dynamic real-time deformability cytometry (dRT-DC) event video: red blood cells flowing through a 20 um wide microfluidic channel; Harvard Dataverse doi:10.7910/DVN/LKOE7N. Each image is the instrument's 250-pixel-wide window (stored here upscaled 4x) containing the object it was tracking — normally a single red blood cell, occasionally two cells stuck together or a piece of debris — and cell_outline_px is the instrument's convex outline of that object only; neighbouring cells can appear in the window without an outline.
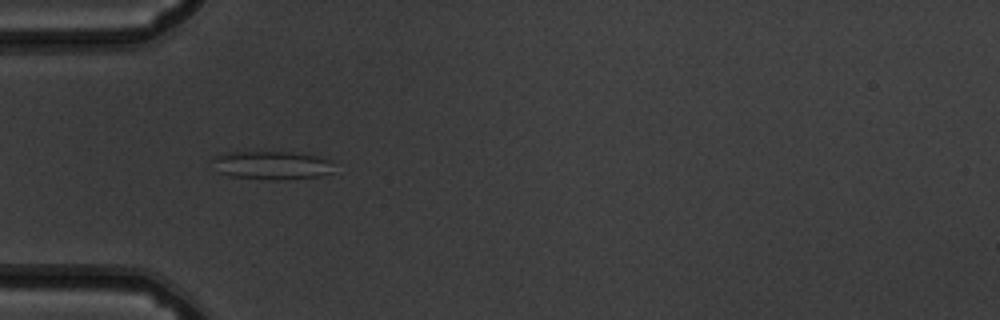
{"species": "common noctule bat (a hibernating species)", "species_latin": "Nyctalus noctula", "temperature_condition": "warm", "stored_images_in_passage": 36, "camera_frame_rate_fps": 3000, "um_per_image_px": 0.085, "animal": {"sex": "male", "body_mass_g": 19.5, "forearm_length_mm": 54.6}, "frame": {"image": 1, "passage_image": 1, "time_ms": 0.0, "image_size_px": [1000, 320], "cell_outline_px": [[332, 172], [320, 176], [276, 180], [232, 176], [216, 172], [212, 160], [216, 156], [232, 152], [292, 152], [320, 156], [332, 160]], "centroid_in_image_um": [23.13, 14.04], "position_along_channel_um": 61.9, "area_um2": 20.06}}
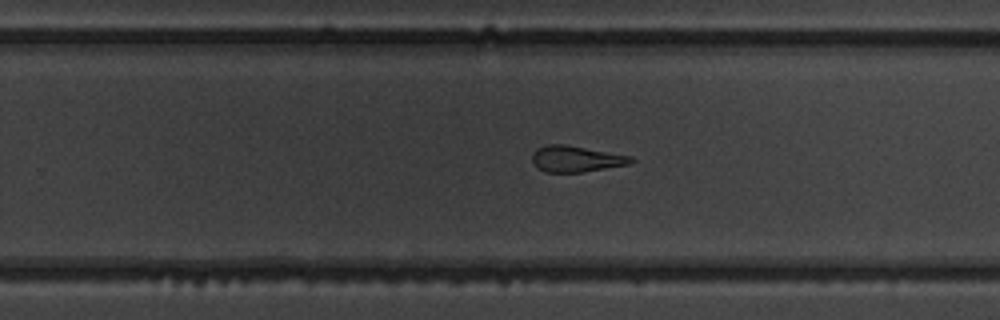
{"frame": {"image": 2, "passage_image": 18, "time_ms": 5.667, "image_size_px": [1000, 320], "cell_outline_px": [[636, 160], [628, 164], [580, 172], [544, 172], [536, 168], [532, 160], [532, 152], [536, 148], [548, 144], [564, 144], [632, 156]], "centroid_in_image_um": [48.91, 13.5], "position_along_channel_um": 280.9, "area_um2": 15.03}}
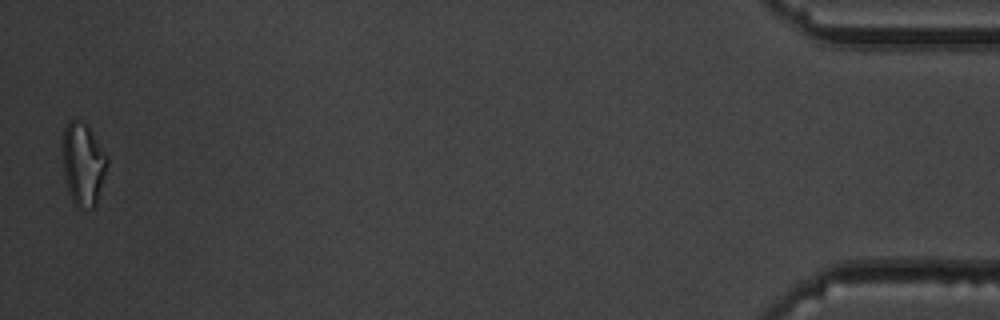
{"frame": {"image": 3, "passage_image": 36, "time_ms": 11.667, "image_size_px": [1000, 320], "cell_outline_px": [[108, 164], [96, 204], [92, 208], [76, 208], [72, 200], [64, 176], [64, 128], [68, 120], [84, 120], [108, 156]], "centroid_in_image_um": [7.09, 13.93], "position_along_channel_um": 428.1, "area_um2": 21.33}, "authors_computed_cell_mechanics": {"area_um2": 15.7794, "velocity_mm_per_s": 3.9136, "shape_relaxation_time_tau1_ms": null, "shape_relaxation_time_tau2_ms": 1.4066, "deformation_change_tau1": null, "deformation_change_tau2": 0.121}}